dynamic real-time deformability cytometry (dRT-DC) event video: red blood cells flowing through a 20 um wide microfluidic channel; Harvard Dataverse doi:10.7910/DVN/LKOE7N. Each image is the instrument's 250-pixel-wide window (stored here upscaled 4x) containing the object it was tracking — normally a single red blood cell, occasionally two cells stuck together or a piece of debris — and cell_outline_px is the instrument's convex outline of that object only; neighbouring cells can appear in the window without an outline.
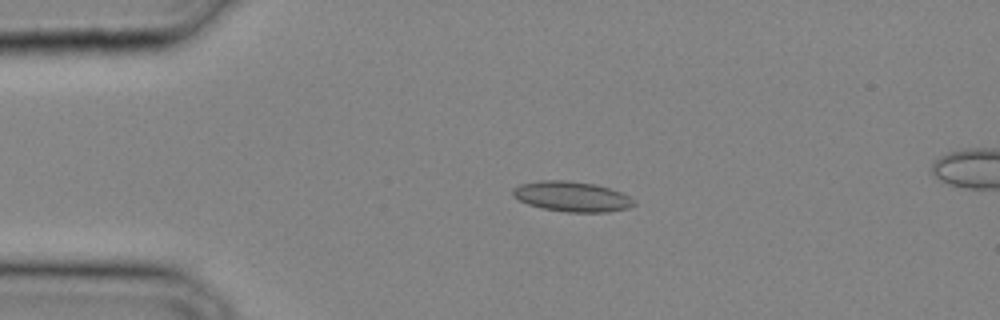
{"species": "common noctule bat (a hibernating species)", "species_latin": "Nyctalus noctula", "temperature_condition": "cold", "stored_images_in_passage": 33, "camera_frame_rate_fps": 3000, "um_per_image_px": 0.085, "animal": {"sex": "male", "body_mass_g": 20.4}, "frame": {"image": 1, "passage_image": 8, "time_ms": 2.333, "image_size_px": [1000, 320], "cell_outline_px": [[636, 204], [628, 208], [608, 212], [568, 212], [540, 208], [528, 204], [512, 196], [512, 188], [520, 184], [540, 180], [568, 180], [596, 184], [620, 192], [636, 200]], "centroid_in_image_um": [48.6, 16.7], "position_along_channel_um": 36.4, "area_um2": 21.44}}
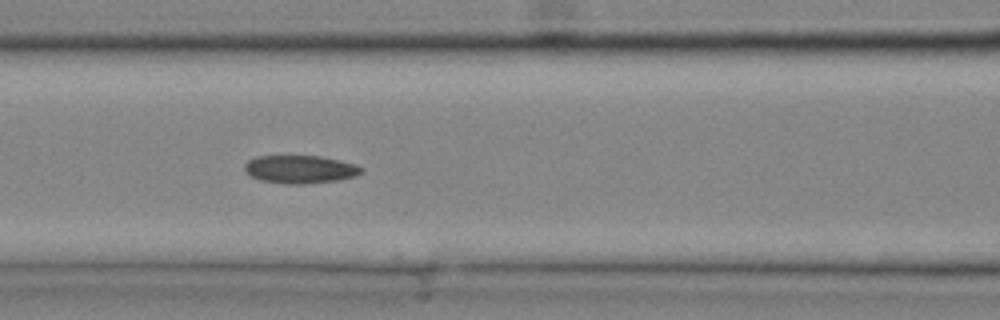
{"frame": {"image": 2, "passage_image": 15, "time_ms": 4.667, "image_size_px": [1000, 320], "cell_outline_px": [[364, 168], [356, 176], [336, 180], [304, 184], [288, 184], [260, 180], [252, 176], [244, 168], [244, 164], [248, 160], [256, 156], [320, 156], [340, 160], [356, 164]], "centroid_in_image_um": [25.52, 14.38], "position_along_channel_um": 141.1, "area_um2": 18.96}}
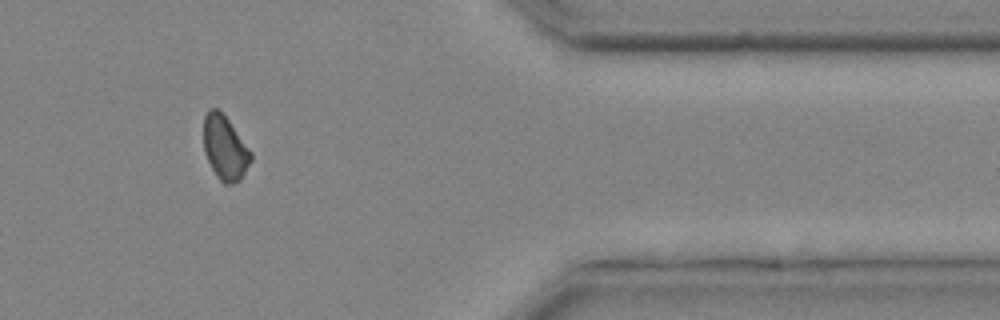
{"frame": {"image": 3, "passage_image": 29, "time_ms": 9.333, "image_size_px": [1000, 320], "cell_outline_px": [[252, 160], [240, 180], [236, 184], [224, 184], [216, 176], [204, 152], [204, 116], [208, 108], [216, 108], [228, 120], [252, 152]], "centroid_in_image_um": [19.12, 12.59], "position_along_channel_um": 392.3, "area_um2": 17.63}}